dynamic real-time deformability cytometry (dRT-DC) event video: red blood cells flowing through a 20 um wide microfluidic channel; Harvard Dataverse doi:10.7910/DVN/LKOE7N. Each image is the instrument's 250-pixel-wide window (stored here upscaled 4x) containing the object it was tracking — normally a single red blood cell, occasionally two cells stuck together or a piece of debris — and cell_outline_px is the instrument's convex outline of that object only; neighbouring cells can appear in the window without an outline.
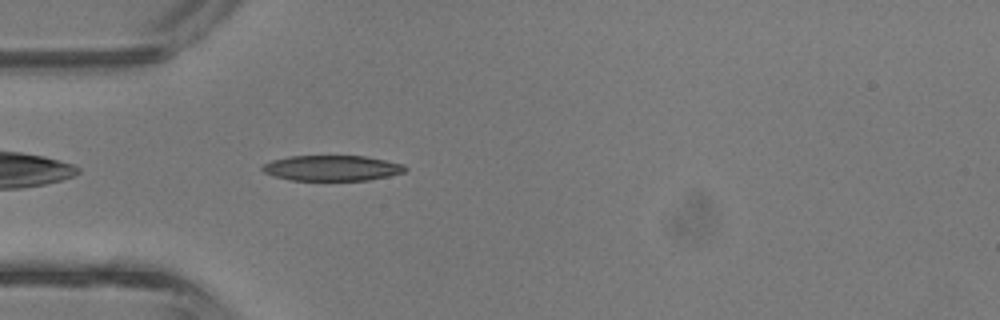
{"species": "common noctule bat (a hibernating species)", "species_latin": "Nyctalus noctula", "temperature_condition": "room temperature", "stored_images_in_passage": 31, "camera_frame_rate_fps": 3000, "um_per_image_px": 0.085, "animal": {"sex": "male", "body_mass_g": 13.3}, "frame": {"image": 1, "passage_image": 2, "time_ms": 0.333, "image_size_px": [1000, 320], "cell_outline_px": [[408, 168], [404, 172], [388, 176], [368, 180], [292, 180], [276, 176], [264, 172], [260, 168], [264, 164], [272, 160], [288, 156], [364, 156], [404, 164]], "centroid_in_image_um": [28.22, 14.28], "position_along_channel_um": 56.8, "area_um2": 21.04}}
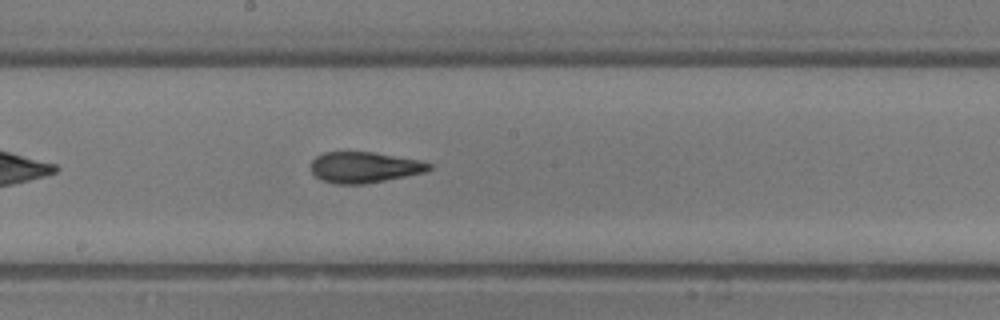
{"frame": {"image": 2, "passage_image": 12, "time_ms": 3.667, "image_size_px": [1000, 320], "cell_outline_px": [[432, 168], [428, 172], [364, 184], [332, 184], [320, 180], [312, 172], [312, 160], [316, 156], [324, 152], [372, 152], [420, 160], [432, 164]], "centroid_in_image_um": [30.98, 14.23], "position_along_channel_um": 217.2, "area_um2": 21.39}}
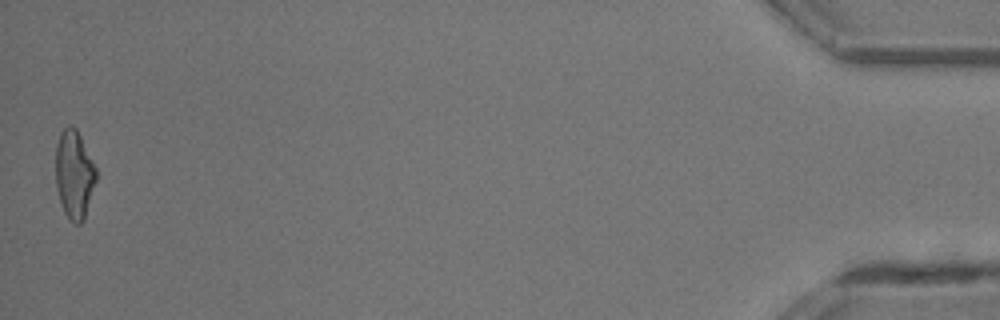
{"frame": {"image": 3, "passage_image": 31, "time_ms": 10.0, "image_size_px": [1000, 320], "cell_outline_px": [[96, 180], [84, 220], [80, 224], [76, 224], [64, 212], [56, 188], [56, 144], [60, 132], [68, 124], [72, 124], [76, 128], [96, 168]], "centroid_in_image_um": [6.3, 14.8], "position_along_channel_um": 428.9, "area_um2": 20.69}, "authors_computed_cell_mechanics": {"area_um2": 21.386, "velocity_mm_per_s": 4.9267, "shape_relaxation_time_tau1_ms": 3.8276, "shape_relaxation_time_tau2_ms": 1.7127, "deformation_change_tau1": 0.1692, "deformation_change_tau2": 0.0881}}